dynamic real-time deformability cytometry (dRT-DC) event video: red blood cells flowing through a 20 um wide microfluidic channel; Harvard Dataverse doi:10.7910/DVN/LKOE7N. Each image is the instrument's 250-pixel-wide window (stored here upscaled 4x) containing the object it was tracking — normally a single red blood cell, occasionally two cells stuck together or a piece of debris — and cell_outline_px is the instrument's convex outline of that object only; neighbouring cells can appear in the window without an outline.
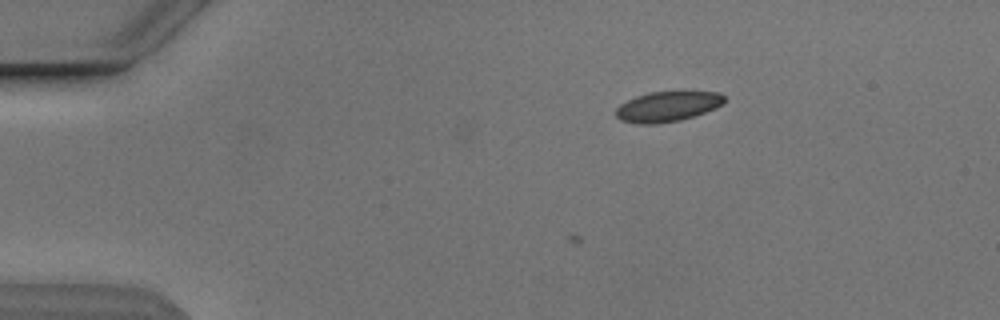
{"species": "Egyptian fruit bat (a non-hibernating species)", "species_latin": "Rousettus aegyptiacus", "temperature_condition": "cold", "stored_images_in_passage": 12, "camera_frame_rate_fps": 3000, "um_per_image_px": 0.085, "animal": {"sex": "male"}, "frame": {"image": 1, "passage_image": 12, "time_ms": 3.667, "image_size_px": [1000, 320], "cell_outline_px": [[724, 104], [716, 108], [680, 120], [656, 124], [636, 124], [620, 120], [616, 116], [616, 108], [620, 104], [636, 96], [648, 92], [720, 92], [724, 96]], "centroid_in_image_um": [56.72, 9.06], "position_along_channel_um": 28.3, "area_um2": 19.02}}